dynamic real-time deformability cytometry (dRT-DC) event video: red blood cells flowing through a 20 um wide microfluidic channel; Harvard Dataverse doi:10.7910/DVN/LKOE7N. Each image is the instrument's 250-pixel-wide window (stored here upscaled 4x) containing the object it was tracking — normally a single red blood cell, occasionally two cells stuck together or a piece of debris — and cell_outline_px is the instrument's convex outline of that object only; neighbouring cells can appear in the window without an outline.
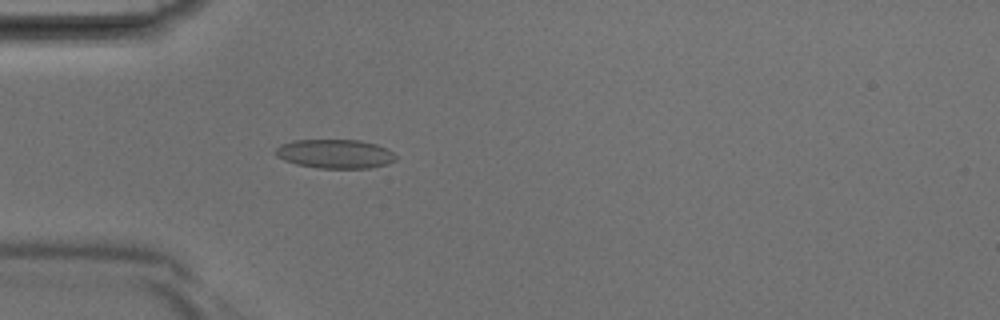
{"species": "Egyptian fruit bat (a non-hibernating species)", "species_latin": "Rousettus aegyptiacus", "temperature_condition": "room temperature", "stored_images_in_passage": 40, "camera_frame_rate_fps": 3000, "um_per_image_px": 0.085, "animal": {"sex": "male"}, "frame": {"image": 1, "passage_image": 12, "time_ms": 3.667, "image_size_px": [1000, 320], "cell_outline_px": [[396, 160], [388, 164], [368, 168], [316, 168], [296, 164], [284, 160], [276, 156], [276, 148], [280, 144], [292, 140], [360, 140], [376, 144], [392, 152], [396, 156]], "centroid_in_image_um": [28.46, 13.08], "position_along_channel_um": 56.5, "area_um2": 20.35}}
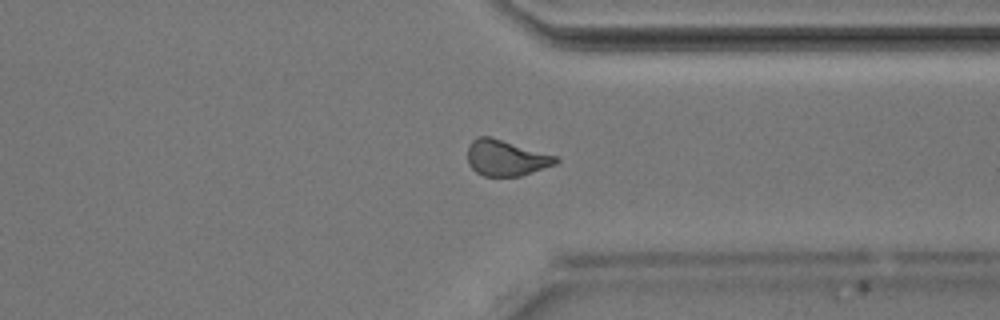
{"frame": {"image": 2, "passage_image": 31, "time_ms": 10.0, "image_size_px": [1000, 320], "cell_outline_px": [[560, 160], [556, 164], [520, 176], [484, 176], [476, 172], [468, 164], [468, 148], [472, 140], [476, 136], [492, 136], [560, 156]], "centroid_in_image_um": [43.05, 13.4], "position_along_channel_um": 368.4, "area_um2": 18.84}}
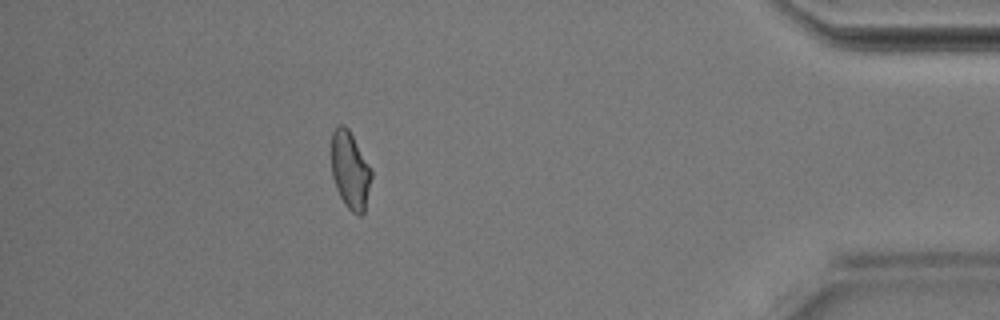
{"frame": {"image": 3, "passage_image": 36, "time_ms": 11.667, "image_size_px": [1000, 320], "cell_outline_px": [[372, 176], [364, 212], [360, 216], [352, 212], [344, 204], [336, 188], [332, 176], [332, 132], [336, 124], [344, 124], [348, 128], [372, 168]], "centroid_in_image_um": [29.77, 14.45], "position_along_channel_um": 405.4, "area_um2": 18.21}}